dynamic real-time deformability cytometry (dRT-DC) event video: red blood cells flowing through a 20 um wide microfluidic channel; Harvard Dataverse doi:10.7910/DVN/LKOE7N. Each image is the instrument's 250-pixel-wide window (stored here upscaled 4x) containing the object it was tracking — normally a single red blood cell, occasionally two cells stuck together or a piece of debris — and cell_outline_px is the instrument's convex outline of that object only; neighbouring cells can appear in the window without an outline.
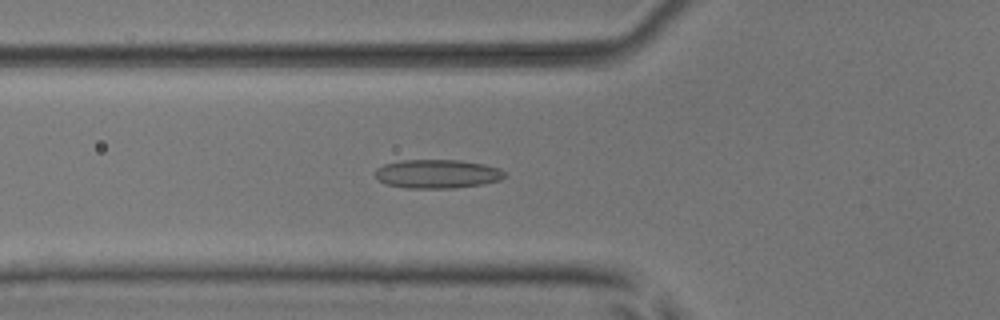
{"species": "common noctule bat (a hibernating species)", "species_latin": "Nyctalus noctula", "temperature_condition": "room temperature", "stored_images_in_passage": 52, "camera_frame_rate_fps": 3000, "um_per_image_px": 0.085, "animal": {"sex": "male", "body_mass_g": 17.9, "forearm_length_mm": 54.2}, "frame": {"image": 1, "passage_image": 19, "time_ms": 6.0, "image_size_px": [1000, 320], "cell_outline_px": [[508, 176], [500, 180], [480, 184], [456, 188], [404, 188], [388, 184], [380, 180], [376, 176], [376, 168], [384, 164], [400, 160], [460, 160], [484, 164], [500, 168]], "centroid_in_image_um": [37.2, 14.77], "position_along_channel_um": 88.6, "area_um2": 21.73}}
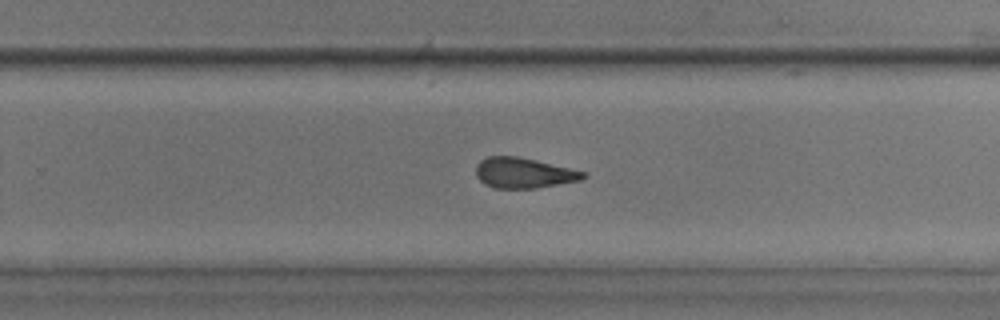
{"frame": {"image": 2, "passage_image": 34, "time_ms": 11.0, "image_size_px": [1000, 320], "cell_outline_px": [[588, 176], [580, 180], [536, 188], [496, 188], [484, 184], [476, 176], [476, 164], [480, 160], [488, 156], [516, 156], [536, 160], [588, 172]], "centroid_in_image_um": [44.52, 14.69], "position_along_channel_um": 285.3, "area_um2": 19.07}}
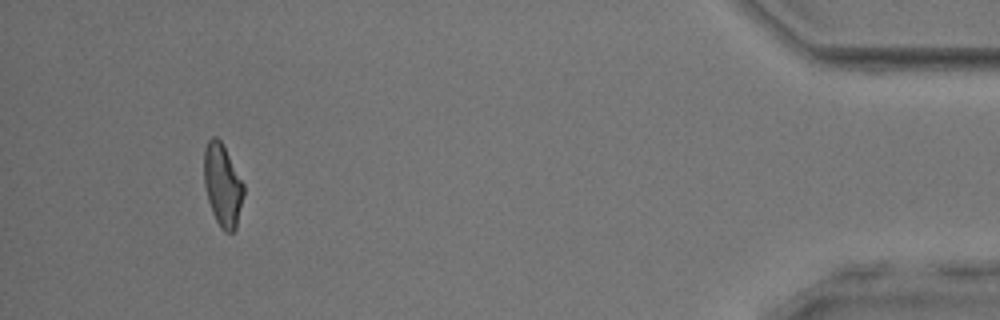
{"frame": {"image": 3, "passage_image": 49, "time_ms": 16.0, "image_size_px": [1000, 320], "cell_outline_px": [[244, 192], [236, 228], [232, 232], [224, 232], [220, 228], [212, 212], [208, 200], [204, 184], [204, 148], [208, 140], [212, 136], [216, 136], [220, 140], [244, 184]], "centroid_in_image_um": [18.9, 15.74], "position_along_channel_um": 416.3, "area_um2": 18.9}, "authors_computed_cell_mechanics": {"area_um2": 19.8254, "velocity_mm_per_s": 3.9391, "shape_relaxation_time_tau1_ms": null, "shape_relaxation_time_tau2_ms": 2.6571, "deformation_change_tau1": null, "deformation_change_tau2": 0.1304}}